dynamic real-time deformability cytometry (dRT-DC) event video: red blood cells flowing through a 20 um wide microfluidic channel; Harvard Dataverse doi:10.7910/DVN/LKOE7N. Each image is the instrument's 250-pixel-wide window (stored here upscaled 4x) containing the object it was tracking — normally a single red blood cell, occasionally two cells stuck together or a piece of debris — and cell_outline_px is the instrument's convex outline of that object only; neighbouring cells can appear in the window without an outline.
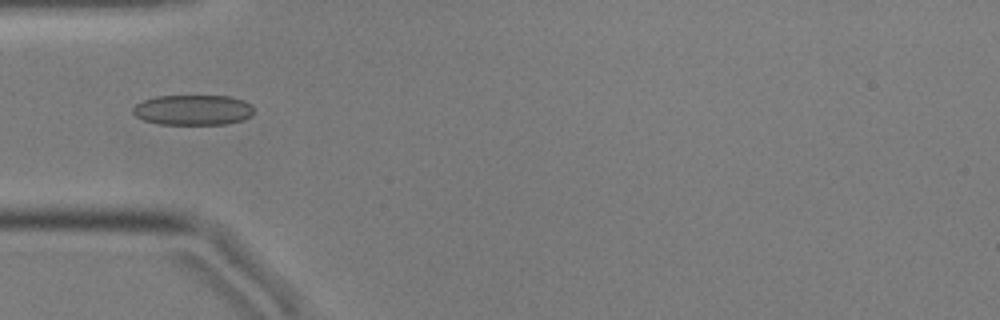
{"species": "common noctule bat (a hibernating species)", "species_latin": "Nyctalus noctula", "temperature_condition": "cold", "stored_images_in_passage": 36, "camera_frame_rate_fps": 3000, "um_per_image_px": 0.085, "animal": {"sex": "male", "body_mass_g": 17.9, "forearm_length_mm": 54.2}, "frame": {"image": 1, "passage_image": 4, "time_ms": 1.0, "image_size_px": [1000, 320], "cell_outline_px": [[252, 116], [244, 120], [224, 124], [160, 124], [144, 120], [136, 116], [132, 112], [132, 108], [136, 104], [144, 100], [156, 96], [228, 96], [244, 100], [252, 104]], "centroid_in_image_um": [16.42, 9.34], "position_along_channel_um": 68.6, "area_um2": 21.39}}
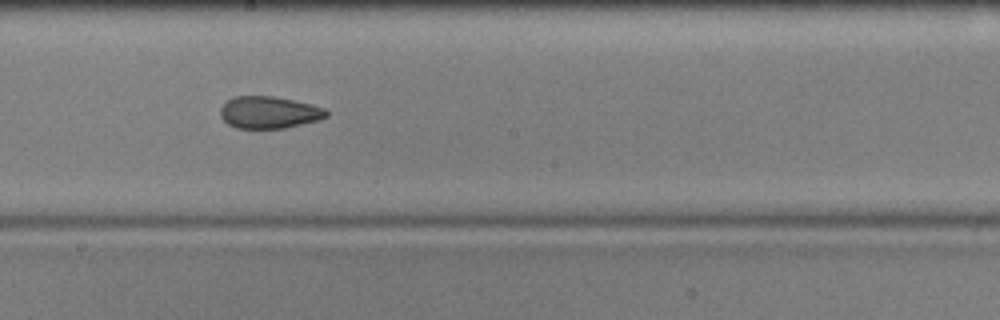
{"frame": {"image": 2, "passage_image": 17, "time_ms": 5.333, "image_size_px": [1000, 320], "cell_outline_px": [[328, 116], [320, 120], [284, 128], [236, 128], [228, 124], [220, 116], [220, 108], [228, 100], [236, 96], [272, 96], [312, 104], [324, 108], [328, 112]], "centroid_in_image_um": [22.88, 9.56], "position_along_channel_um": 225.3, "area_um2": 19.77}}
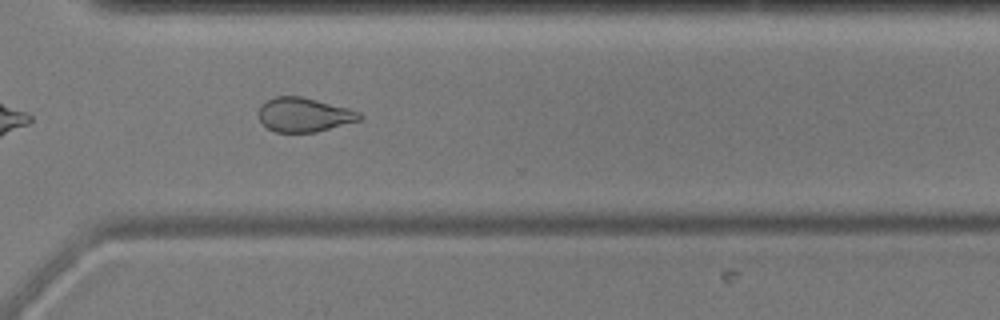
{"frame": {"image": 3, "passage_image": 27, "time_ms": 8.667, "image_size_px": [1000, 320], "cell_outline_px": [[364, 116], [360, 120], [316, 132], [276, 132], [268, 128], [260, 120], [260, 104], [276, 96], [300, 96], [348, 108], [360, 112]], "centroid_in_image_um": [25.86, 9.75], "position_along_channel_um": 344.7, "area_um2": 19.88}, "authors_computed_cell_mechanics": {"area_um2": 20.3456, "velocity_mm_per_s": 3.5903, "shape_relaxation_time_tau1_ms": 8.5218, "shape_relaxation_time_tau2_ms": 2.8937, "deformation_change_tau1": 0.1467, "deformation_change_tau2": 0.0849}}